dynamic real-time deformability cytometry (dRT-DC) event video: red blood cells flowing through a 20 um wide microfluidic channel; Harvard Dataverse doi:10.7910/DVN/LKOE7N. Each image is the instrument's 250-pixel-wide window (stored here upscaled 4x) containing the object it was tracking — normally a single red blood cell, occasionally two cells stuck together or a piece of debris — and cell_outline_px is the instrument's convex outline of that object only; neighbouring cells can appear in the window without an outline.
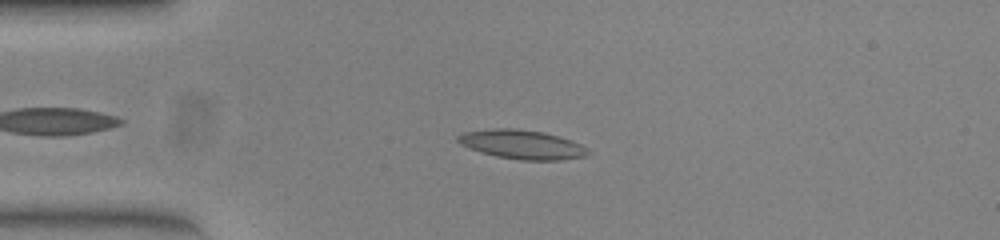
{"species": "common noctule bat (a hibernating species)", "species_latin": "Nyctalus noctula", "temperature_condition": "warm", "stored_images_in_passage": 43, "camera_frame_rate_fps": 3000, "um_per_image_px": 0.085, "animal": {"sex": "female", "body_mass_g": 23.0, "forearm_length_mm": 53.4}, "frame": {"image": 1, "passage_image": 10, "time_ms": 3.0, "image_size_px": [1000, 240], "cell_outline_px": [[588, 152], [584, 156], [560, 160], [520, 160], [496, 156], [480, 152], [460, 144], [456, 140], [456, 136], [464, 132], [496, 128], [512, 128], [544, 132], [580, 144], [588, 148]], "centroid_in_image_um": [44.32, 12.28], "position_along_channel_um": 40.7, "area_um2": 21.79}}
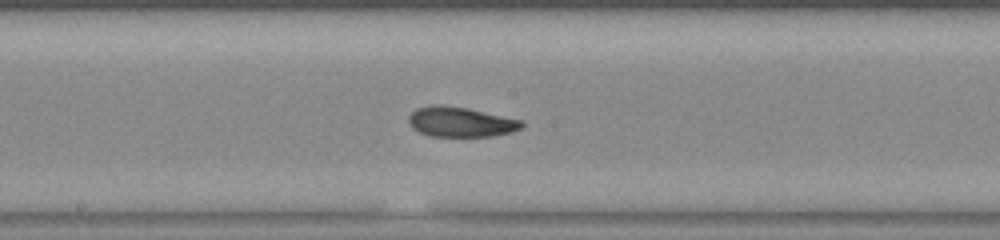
{"frame": {"image": 2, "passage_image": 25, "time_ms": 8.0, "image_size_px": [1000, 240], "cell_outline_px": [[524, 124], [520, 128], [512, 132], [492, 136], [432, 136], [420, 132], [412, 128], [408, 120], [408, 116], [416, 108], [428, 104], [444, 104], [468, 108], [524, 120]], "centroid_in_image_um": [39.14, 10.34], "position_along_channel_um": 209.1, "area_um2": 20.0}}
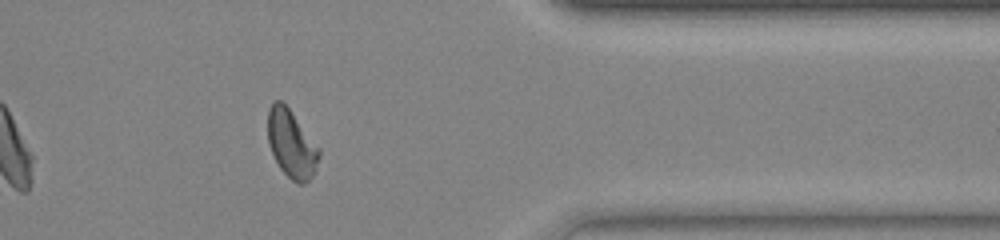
{"frame": {"image": 3, "passage_image": 40, "time_ms": 13.0, "image_size_px": [1000, 240], "cell_outline_px": [[320, 156], [316, 172], [304, 184], [296, 184], [280, 168], [272, 152], [268, 140], [268, 108], [272, 100], [280, 100], [288, 108], [320, 148]], "centroid_in_image_um": [24.79, 12.24], "position_along_channel_um": 386.6, "area_um2": 20.23}, "authors_computed_cell_mechanics": {"area_um2": 20.23, "velocity_mm_per_s": 3.9, "shape_relaxation_time_tau1_ms": null, "shape_relaxation_time_tau2_ms": 3.6028, "deformation_change_tau1": null, "deformation_change_tau2": 0.101}}